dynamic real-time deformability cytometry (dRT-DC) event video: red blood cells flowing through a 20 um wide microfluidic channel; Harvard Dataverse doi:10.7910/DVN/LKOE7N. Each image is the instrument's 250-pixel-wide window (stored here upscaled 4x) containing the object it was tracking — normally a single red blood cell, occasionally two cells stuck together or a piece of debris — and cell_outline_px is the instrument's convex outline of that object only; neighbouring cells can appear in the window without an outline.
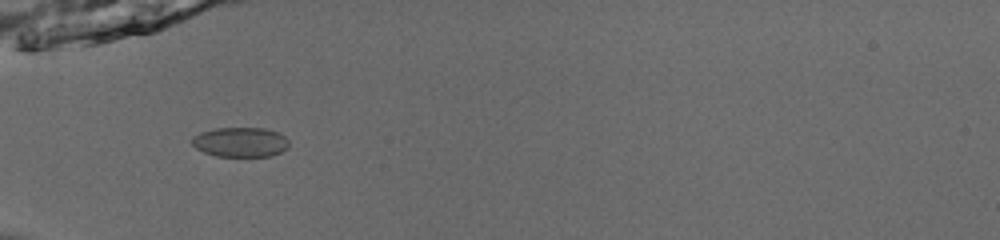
{"species": "common noctule bat (a hibernating species)", "species_latin": "Nyctalus noctula", "temperature_condition": "room temperature", "stored_images_in_passage": 24, "camera_frame_rate_fps": 3000, "um_per_image_px": 0.085, "animal": {"sex": "male", "body_mass_g": 13.0, "forearm_length_mm": 53.1}, "frame": {"image": 1, "passage_image": 1, "time_ms": 0.0, "image_size_px": [1000, 240], "cell_outline_px": [[288, 148], [272, 156], [216, 156], [204, 152], [196, 148], [192, 144], [192, 136], [200, 132], [212, 128], [264, 128], [276, 132], [284, 136], [288, 140]], "centroid_in_image_um": [20.41, 12.07], "position_along_channel_um": 64.6, "area_um2": 16.82}}
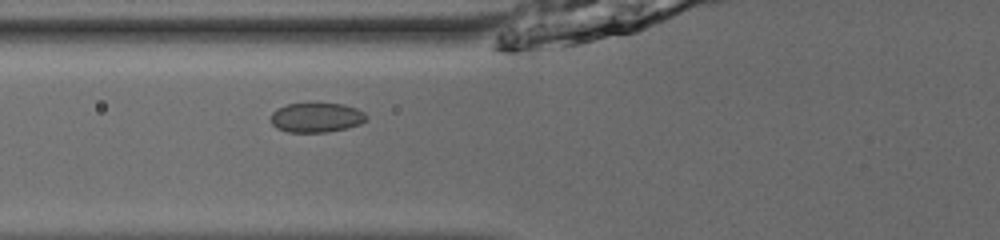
{"frame": {"image": 2, "passage_image": 4, "time_ms": 1.0, "image_size_px": [1000, 240], "cell_outline_px": [[368, 120], [360, 124], [348, 128], [328, 132], [288, 132], [276, 128], [272, 124], [272, 112], [276, 108], [288, 104], [344, 104], [356, 108], [364, 112], [368, 116]], "centroid_in_image_um": [26.93, 10.0], "position_along_channel_um": 98.9, "area_um2": 16.53}}